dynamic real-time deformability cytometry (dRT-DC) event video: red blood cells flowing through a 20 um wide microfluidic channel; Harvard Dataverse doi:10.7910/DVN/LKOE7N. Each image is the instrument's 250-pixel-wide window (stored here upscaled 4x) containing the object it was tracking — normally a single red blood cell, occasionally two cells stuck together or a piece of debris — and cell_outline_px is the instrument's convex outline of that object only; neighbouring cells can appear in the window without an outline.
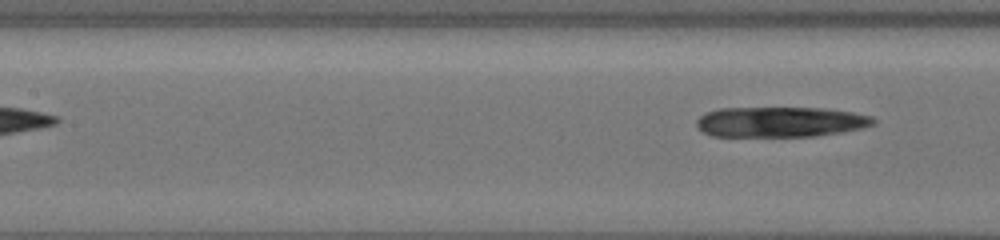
{"species": "common noctule bat (a hibernating species)", "species_latin": "Nyctalus noctula", "temperature_condition": "cold", "stored_images_in_passage": 7, "camera_frame_rate_fps": 3000, "um_per_image_px": 0.085, "animal": {"sex": "female", "body_mass_g": 19.5, "forearm_length_mm": 54.1}, "frame": {"image": 1, "passage_image": 7, "time_ms": 2.0, "image_size_px": [1000, 240], "cell_outline_px": [[876, 124], [864, 128], [816, 136], [712, 136], [696, 128], [696, 120], [700, 116], [708, 112], [720, 108], [828, 108], [852, 112], [872, 116], [876, 120]], "centroid_in_image_um": [66.36, 10.36], "position_along_channel_um": 141.0, "area_um2": 31.39}}